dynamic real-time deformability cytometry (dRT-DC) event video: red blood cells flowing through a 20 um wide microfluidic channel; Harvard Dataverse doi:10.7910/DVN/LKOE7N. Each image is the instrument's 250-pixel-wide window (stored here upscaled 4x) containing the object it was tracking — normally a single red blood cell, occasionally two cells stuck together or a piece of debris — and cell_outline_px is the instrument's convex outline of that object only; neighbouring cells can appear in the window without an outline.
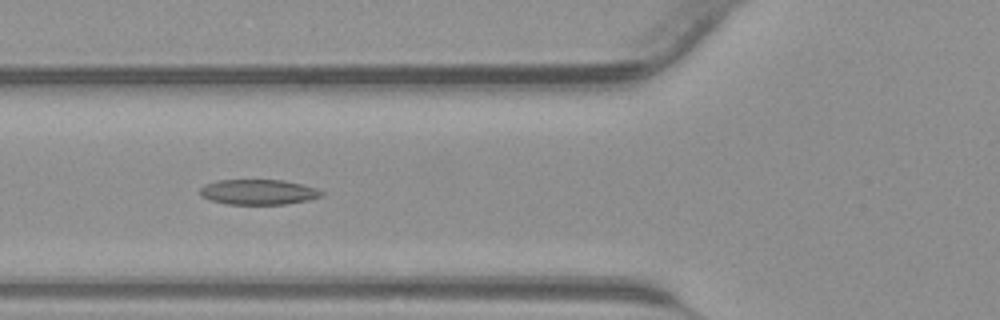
{"species": "common noctule bat (a hibernating species)", "species_latin": "Nyctalus noctula", "temperature_condition": "warm", "stored_images_in_passage": 43, "camera_frame_rate_fps": 3000, "um_per_image_px": 0.085, "animal": {"sex": "male", "body_mass_g": 23.1, "forearm_length_mm": 52.7}, "frame": {"image": 1, "passage_image": 16, "time_ms": 5.0, "image_size_px": [1000, 320], "cell_outline_px": [[324, 196], [308, 200], [284, 204], [228, 204], [212, 200], [200, 196], [200, 188], [204, 184], [216, 180], [284, 180], [316, 188], [324, 192]], "centroid_in_image_um": [21.96, 16.32], "position_along_channel_um": 103.8, "area_um2": 17.86}}
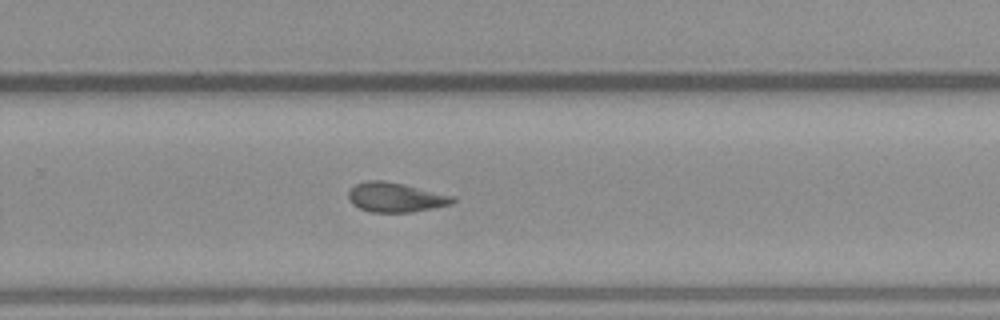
{"frame": {"image": 2, "passage_image": 28, "time_ms": 9.0, "image_size_px": [1000, 320], "cell_outline_px": [[456, 200], [452, 204], [436, 208], [412, 212], [372, 212], [360, 208], [352, 204], [348, 200], [348, 192], [356, 184], [368, 180], [384, 180], [404, 184], [456, 196]], "centroid_in_image_um": [33.66, 16.77], "position_along_channel_um": 296.1, "area_um2": 18.15}}
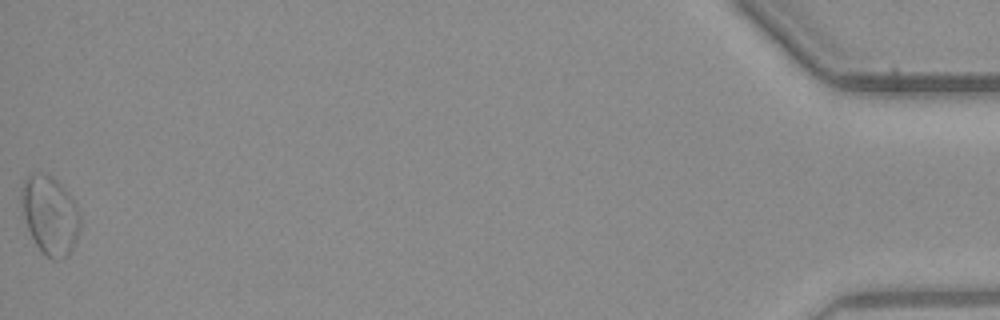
{"frame": {"image": 3, "passage_image": 43, "time_ms": 14.0, "image_size_px": [1000, 320], "cell_outline_px": [[80, 228], [76, 240], [68, 256], [60, 260], [52, 260], [40, 252], [28, 228], [20, 204], [20, 188], [24, 180], [28, 176], [40, 172], [52, 176], [72, 196], [76, 204], [80, 216]], "centroid_in_image_um": [4.24, 18.3], "position_along_channel_um": 431.0, "area_um2": 27.17}}